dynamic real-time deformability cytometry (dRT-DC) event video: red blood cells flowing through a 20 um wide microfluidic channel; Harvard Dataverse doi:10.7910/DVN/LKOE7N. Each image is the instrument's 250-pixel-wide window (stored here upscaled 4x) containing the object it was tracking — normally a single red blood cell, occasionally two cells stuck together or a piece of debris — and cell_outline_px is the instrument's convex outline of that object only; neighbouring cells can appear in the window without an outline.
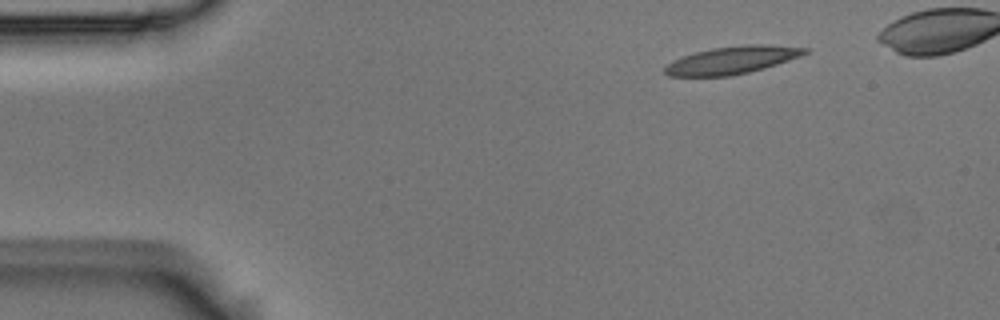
{"species": "Egyptian fruit bat (a non-hibernating species)", "species_latin": "Rousettus aegyptiacus", "temperature_condition": "room temperature", "stored_images_in_passage": 3, "camera_frame_rate_fps": 3000, "um_per_image_px": 0.085, "animal": {"sex": "male"}, "frame": {"image": 1, "passage_image": 3, "time_ms": 0.667, "image_size_px": [1000, 320], "cell_outline_px": [[808, 52], [800, 56], [764, 68], [732, 76], [668, 76], [664, 72], [664, 68], [672, 60], [696, 52], [712, 48], [748, 44], [764, 44], [808, 48]], "centroid_in_image_um": [62.21, 5.11], "position_along_channel_um": 22.8, "area_um2": 22.31}}